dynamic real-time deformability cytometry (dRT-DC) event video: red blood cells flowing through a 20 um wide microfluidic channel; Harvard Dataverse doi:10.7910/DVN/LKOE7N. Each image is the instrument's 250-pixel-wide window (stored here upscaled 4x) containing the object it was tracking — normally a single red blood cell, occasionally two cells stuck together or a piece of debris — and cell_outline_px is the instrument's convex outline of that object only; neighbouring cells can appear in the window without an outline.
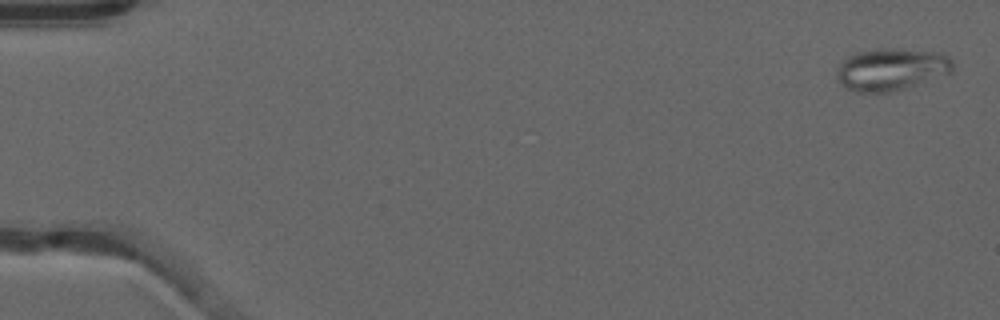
{"species": "common noctule bat (a hibernating species)", "species_latin": "Nyctalus noctula", "temperature_condition": "warm", "stored_images_in_passage": 54, "camera_frame_rate_fps": 3000, "um_per_image_px": 0.085, "animal": {"sex": "male", "forearm_length_mm": 52.5}, "frame": {"image": 1, "passage_image": 2, "time_ms": 0.333, "image_size_px": [1000, 320], "cell_outline_px": [[952, 72], [892, 92], [856, 92], [844, 88], [836, 80], [836, 76], [840, 64], [848, 56], [856, 52], [880, 48], [896, 48], [944, 52], [952, 60]], "centroid_in_image_um": [75.74, 5.88], "position_along_channel_um": 9.3, "area_um2": 28.73}}
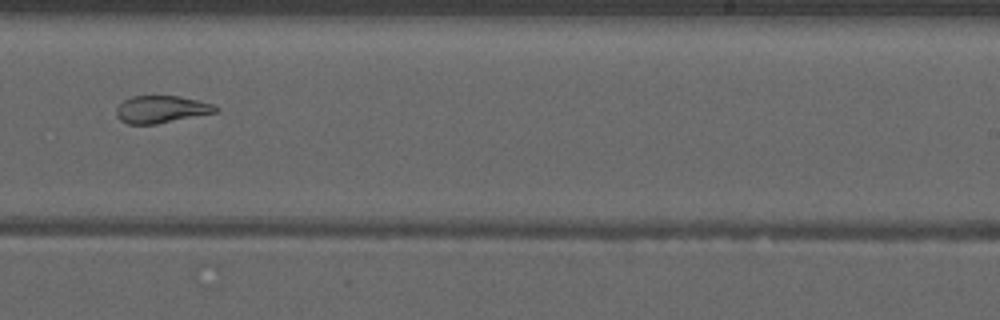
{"frame": {"image": 2, "passage_image": 34, "time_ms": 11.0, "image_size_px": [1000, 320], "cell_outline_px": [[220, 108], [216, 112], [156, 124], [128, 124], [120, 120], [116, 116], [116, 108], [124, 100], [132, 96], [180, 96], [212, 104]], "centroid_in_image_um": [13.68, 9.29], "position_along_channel_um": 275.3, "area_um2": 15.66}}
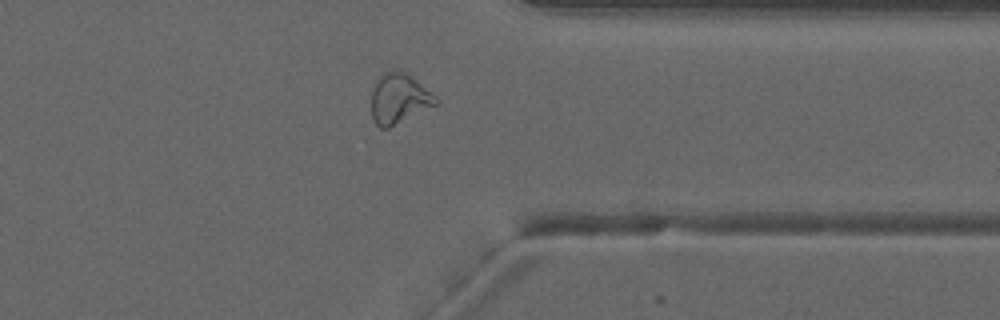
{"frame": {"image": 3, "passage_image": 42, "time_ms": 13.667, "image_size_px": [1000, 320], "cell_outline_px": [[440, 100], [436, 104], [388, 128], [380, 128], [376, 124], [372, 116], [372, 88], [380, 76], [384, 72], [404, 72], [436, 96]], "centroid_in_image_um": [33.89, 8.41], "position_along_channel_um": 377.5, "area_um2": 18.15}, "authors_computed_cell_mechanics": {"area_um2": 20.6057, "velocity_mm_per_s": 3.9699, "shape_relaxation_time_tau1_ms": null, "shape_relaxation_time_tau2_ms": 1.2378, "deformation_change_tau1": null, "deformation_change_tau2": 0.0816}}